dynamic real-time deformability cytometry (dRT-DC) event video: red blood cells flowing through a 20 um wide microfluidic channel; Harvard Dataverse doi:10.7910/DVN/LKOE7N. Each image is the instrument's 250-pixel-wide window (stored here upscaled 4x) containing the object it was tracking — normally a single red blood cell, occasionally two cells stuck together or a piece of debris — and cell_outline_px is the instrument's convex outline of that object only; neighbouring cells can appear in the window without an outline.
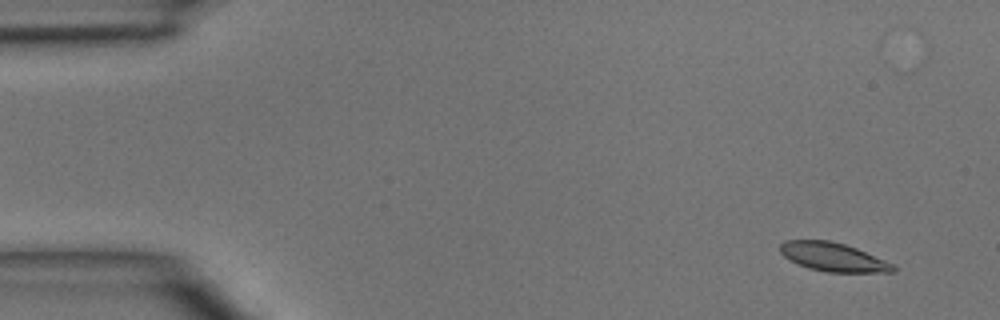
{"species": "common noctule bat (a hibernating species)", "species_latin": "Nyctalus noctula", "temperature_condition": "room temperature", "stored_images_in_passage": 48, "camera_frame_rate_fps": 3000, "um_per_image_px": 0.085, "animal": {"sex": "male", "body_mass_g": 15.6}, "frame": {"image": 1, "passage_image": 4, "time_ms": 1.0, "image_size_px": [1000, 320], "cell_outline_px": [[896, 272], [824, 272], [808, 268], [784, 256], [780, 252], [780, 244], [784, 240], [828, 240], [844, 244], [856, 248], [896, 264]], "centroid_in_image_um": [70.86, 21.85], "position_along_channel_um": 14.1, "area_um2": 18.9}}
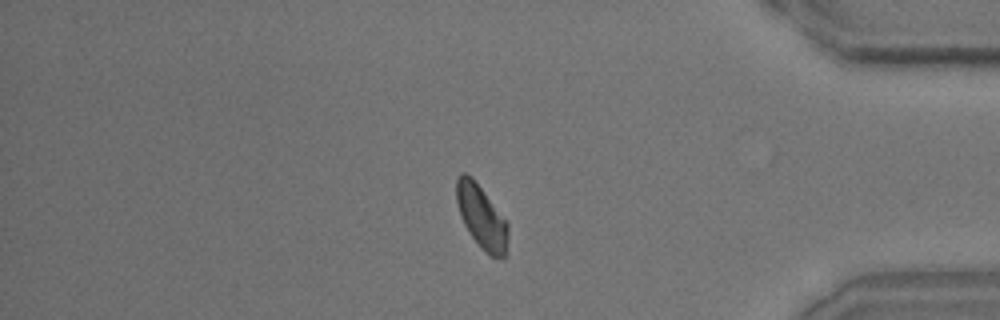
{"frame": {"image": 2, "passage_image": 41, "time_ms": 13.333, "image_size_px": [1000, 320], "cell_outline_px": [[508, 240], [504, 256], [500, 260], [492, 256], [480, 248], [468, 232], [460, 216], [456, 200], [456, 180], [460, 172], [464, 172], [472, 176], [508, 224]], "centroid_in_image_um": [40.9, 18.44], "position_along_channel_um": 394.3, "area_um2": 19.02}}
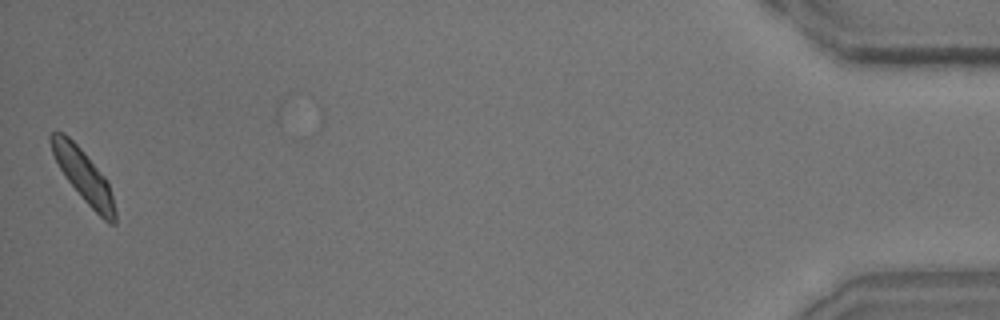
{"frame": {"image": 3, "passage_image": 48, "time_ms": 15.667, "image_size_px": [1000, 320], "cell_outline_px": [[116, 224], [108, 224], [84, 200], [68, 180], [60, 168], [52, 152], [48, 140], [48, 136], [52, 132], [64, 132], [84, 152], [108, 180], [116, 212]], "centroid_in_image_um": [7.11, 14.93], "position_along_channel_um": 428.1, "area_um2": 19.25}}